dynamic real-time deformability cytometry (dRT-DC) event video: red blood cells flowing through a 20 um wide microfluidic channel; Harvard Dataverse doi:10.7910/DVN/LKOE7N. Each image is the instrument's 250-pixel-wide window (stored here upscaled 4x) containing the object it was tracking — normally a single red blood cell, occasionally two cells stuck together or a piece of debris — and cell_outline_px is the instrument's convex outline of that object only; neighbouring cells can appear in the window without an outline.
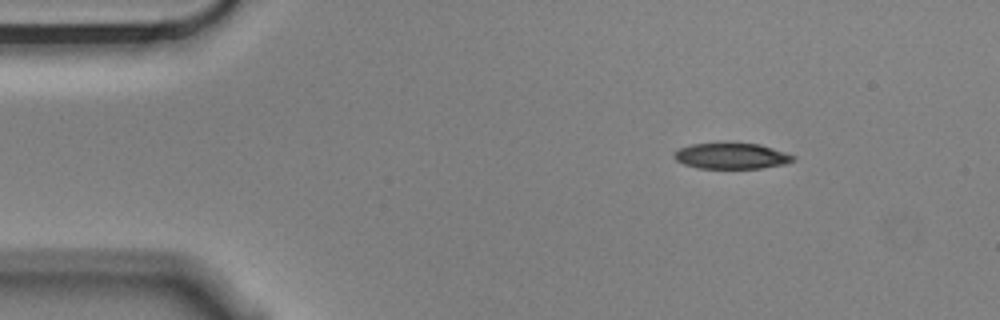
{"species": "Egyptian fruit bat (a non-hibernating species)", "species_latin": "Rousettus aegyptiacus", "temperature_condition": "cold", "stored_images_in_passage": 3, "camera_frame_rate_fps": 3000, "um_per_image_px": 0.085, "animal": {"sex": "male"}, "frame": {"image": 1, "passage_image": 1, "time_ms": 0.0, "image_size_px": [1000, 320], "cell_outline_px": [[796, 156], [792, 160], [784, 164], [760, 168], [696, 168], [684, 164], [676, 160], [672, 156], [672, 152], [680, 148], [692, 144], [760, 144]], "centroid_in_image_um": [62.12, 13.27], "position_along_channel_um": 22.9, "area_um2": 17.63}}